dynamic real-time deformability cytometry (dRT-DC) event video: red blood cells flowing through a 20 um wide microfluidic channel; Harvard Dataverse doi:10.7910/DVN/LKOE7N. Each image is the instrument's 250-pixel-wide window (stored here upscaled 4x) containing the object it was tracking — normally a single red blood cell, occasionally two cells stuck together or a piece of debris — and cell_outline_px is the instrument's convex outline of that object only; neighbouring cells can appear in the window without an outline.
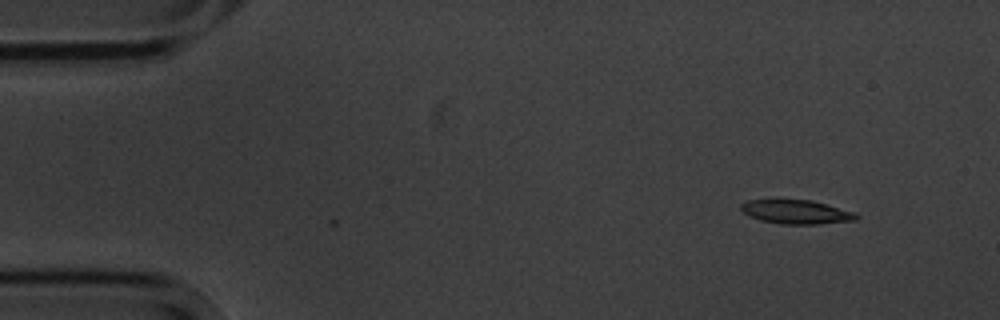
{"species": "common noctule bat (a hibernating species)", "species_latin": "Nyctalus noctula", "temperature_condition": "cold", "stored_images_in_passage": 3, "camera_frame_rate_fps": 3000, "um_per_image_px": 0.085, "animal": {"sex": "male", "body_mass_g": 20.1, "forearm_length_mm": 53.5}, "frame": {"image": 1, "passage_image": 3, "time_ms": 2.333, "image_size_px": [1000, 320], "cell_outline_px": [[860, 216], [856, 220], [816, 224], [780, 224], [760, 220], [748, 216], [740, 208], [740, 204], [748, 200], [772, 196], [780, 196], [812, 200], [856, 212]], "centroid_in_image_um": [67.61, 17.95], "position_along_channel_um": 17.4, "area_um2": 17.17}}